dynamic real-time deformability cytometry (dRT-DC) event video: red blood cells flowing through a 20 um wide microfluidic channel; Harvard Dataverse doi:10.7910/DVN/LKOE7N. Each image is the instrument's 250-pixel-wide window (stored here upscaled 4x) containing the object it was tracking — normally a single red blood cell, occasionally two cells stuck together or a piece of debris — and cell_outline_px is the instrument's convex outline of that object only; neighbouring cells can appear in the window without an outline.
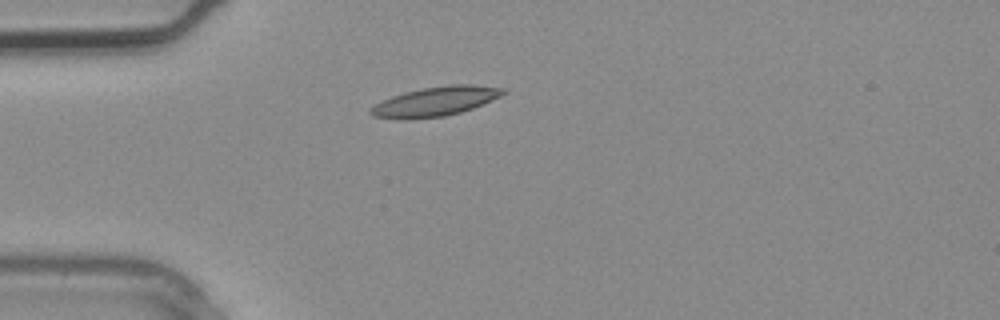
{"species": "common noctule bat (a hibernating species)", "species_latin": "Nyctalus noctula", "temperature_condition": "warm", "stored_images_in_passage": 2, "camera_frame_rate_fps": 3000, "um_per_image_px": 0.085, "animal": {"sex": "male", "body_mass_g": 20.4}, "frame": {"image": 1, "passage_image": 2, "time_ms": 0.333, "image_size_px": [1000, 320], "cell_outline_px": [[508, 92], [500, 96], [472, 108], [460, 112], [444, 116], [408, 120], [404, 120], [372, 116], [368, 112], [376, 104], [392, 96], [404, 92], [424, 88], [452, 84], [472, 84], [504, 88]], "centroid_in_image_um": [37.0, 8.62], "position_along_channel_um": 48.0, "area_um2": 22.54}}